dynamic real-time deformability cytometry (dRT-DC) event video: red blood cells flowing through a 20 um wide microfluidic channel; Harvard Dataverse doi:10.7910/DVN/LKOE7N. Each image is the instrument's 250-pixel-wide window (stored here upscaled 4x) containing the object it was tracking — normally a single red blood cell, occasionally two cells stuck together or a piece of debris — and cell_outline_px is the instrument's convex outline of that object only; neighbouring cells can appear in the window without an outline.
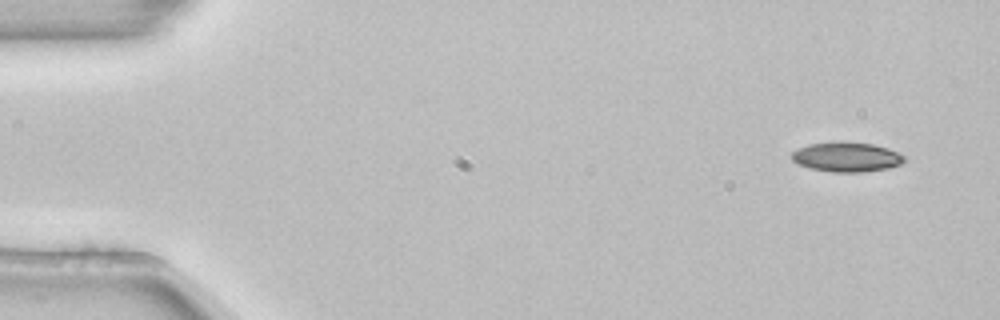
{"species": "common noctule bat (a hibernating species)", "species_latin": "Nyctalus noctula", "temperature_condition": "room temperature", "stored_images_in_passage": 5, "segment_of_instrument_passage": [1, 2], "camera_frame_rate_fps": 3000, "um_per_image_px": 0.085, "animal": {"sex": "female", "body_mass_g": 22.7, "forearm_length_mm": 54.2}, "frame": {"image": 1, "passage_image": 1, "time_ms": 0.0, "image_size_px": [1000, 320], "cell_outline_px": [[904, 160], [900, 164], [888, 168], [864, 172], [832, 172], [808, 168], [796, 164], [792, 160], [792, 152], [808, 144], [872, 144], [888, 148], [904, 156]], "centroid_in_image_um": [71.94, 13.39], "position_along_channel_um": 13.1, "area_um2": 18.73}}